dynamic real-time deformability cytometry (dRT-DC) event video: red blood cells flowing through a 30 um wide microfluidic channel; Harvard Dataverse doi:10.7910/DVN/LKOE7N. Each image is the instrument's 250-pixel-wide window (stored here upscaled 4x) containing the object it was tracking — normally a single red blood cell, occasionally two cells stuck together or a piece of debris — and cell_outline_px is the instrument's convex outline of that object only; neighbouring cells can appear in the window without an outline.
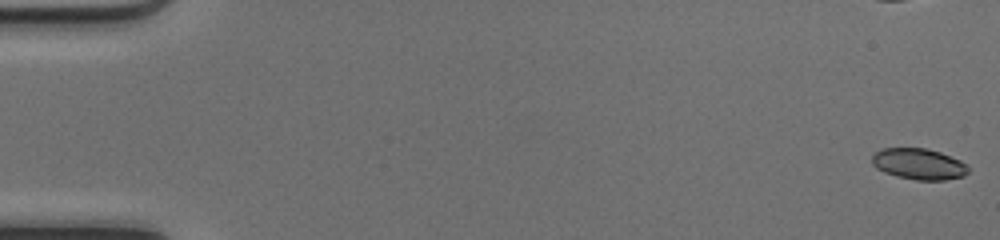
{"species": "common noctule bat (a hibernating species)", "species_latin": "Nyctalus noctula", "temperature_condition": "cold", "stored_images_in_passage": 50, "camera_frame_rate_fps": 3000, "um_per_image_px": 0.085, "animal": {"sex": "female", "body_mass_g": 17.0, "forearm_length_mm": 48.0}, "frame": {"image": 1, "passage_image": 1, "time_ms": 0.0, "image_size_px": [1000, 240], "cell_outline_px": [[968, 172], [964, 176], [944, 180], [916, 180], [896, 176], [884, 172], [876, 168], [872, 164], [872, 156], [880, 148], [928, 148], [940, 152], [960, 160], [968, 164]], "centroid_in_image_um": [78.1, 13.94], "position_along_channel_um": 6.9, "area_um2": 17.57}}
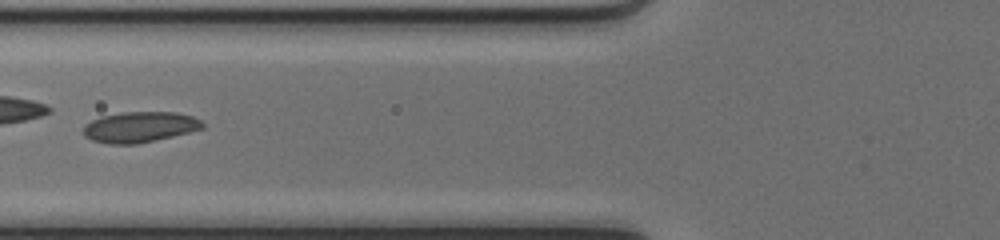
{"frame": {"image": 2, "passage_image": 22, "time_ms": 7.0, "image_size_px": [1000, 240], "cell_outline_px": [[204, 128], [156, 140], [136, 144], [108, 144], [92, 140], [84, 136], [84, 124], [100, 116], [124, 112], [176, 112], [192, 116], [200, 120], [204, 124]], "centroid_in_image_um": [11.86, 10.8], "position_along_channel_um": 113.9, "area_um2": 21.27}, "authors_computed_cell_mechanics": {"area_um2": 20.2011, "velocity_mm_per_s": 4.1752, "shape_relaxation_time_tau1_ms": 7.8861, "shape_relaxation_time_tau2_ms": null, "deformation_change_tau1": 0.1249, "deformation_change_tau2": null}}